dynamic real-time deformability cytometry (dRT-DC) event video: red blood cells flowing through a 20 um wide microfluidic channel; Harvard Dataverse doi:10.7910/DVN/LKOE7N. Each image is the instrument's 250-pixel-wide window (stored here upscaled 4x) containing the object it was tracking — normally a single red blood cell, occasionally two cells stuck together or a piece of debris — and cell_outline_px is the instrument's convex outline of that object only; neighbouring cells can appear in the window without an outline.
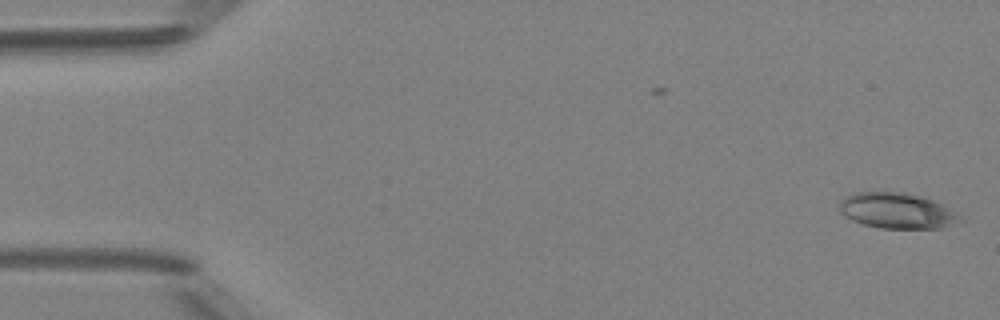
{"species": "Egyptian fruit bat (a non-hibernating species)", "species_latin": "Rousettus aegyptiacus", "temperature_condition": "room temperature", "stored_images_in_passage": 44, "camera_frame_rate_fps": 3000, "um_per_image_px": 0.085, "animal": {"sex": "female"}, "frame": {"image": 1, "passage_image": 1, "time_ms": 0.0, "image_size_px": [1000, 320], "cell_outline_px": [[964, 220], [940, 228], [880, 228], [864, 224], [852, 220], [844, 216], [840, 212], [840, 200], [852, 192], [904, 192], [920, 196], [932, 200], [960, 212]], "centroid_in_image_um": [76.27, 17.91], "position_along_channel_um": 8.7, "area_um2": 25.2}}
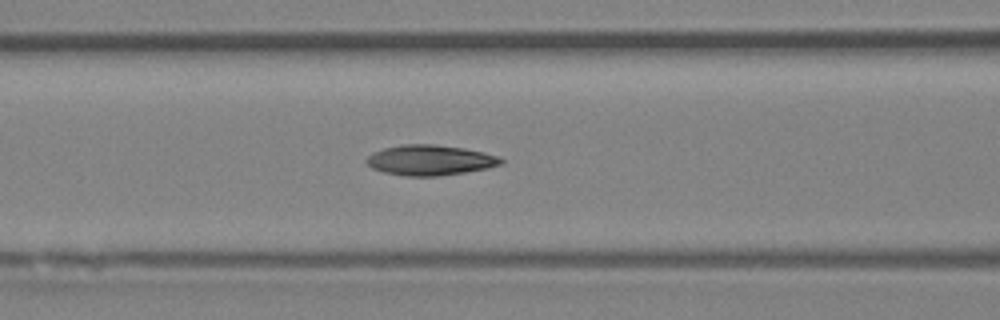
{"frame": {"image": 2, "passage_image": 20, "time_ms": 6.333, "image_size_px": [1000, 320], "cell_outline_px": [[504, 160], [500, 164], [488, 168], [464, 172], [436, 176], [404, 176], [384, 172], [372, 168], [364, 160], [372, 152], [384, 148], [404, 144], [436, 144], [464, 148], [484, 152], [500, 156]], "centroid_in_image_um": [36.55, 13.6], "position_along_channel_um": 130.1, "area_um2": 23.81}}
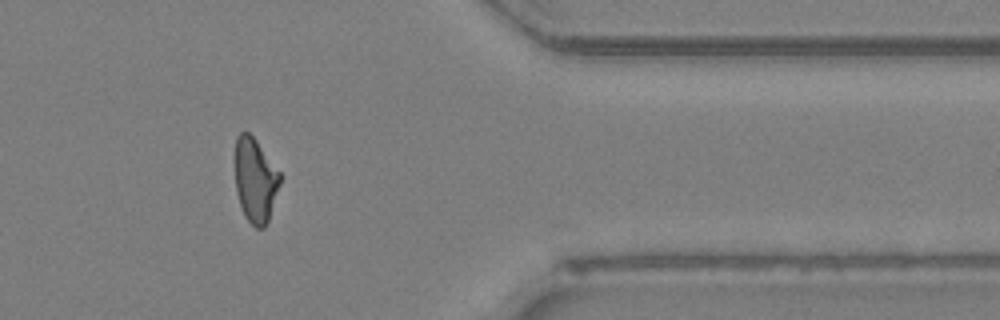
{"frame": {"image": 3, "passage_image": 40, "time_ms": 13.0, "image_size_px": [1000, 320], "cell_outline_px": [[280, 184], [268, 220], [264, 228], [256, 228], [244, 216], [236, 192], [236, 136], [240, 132], [248, 132], [256, 140], [280, 172]], "centroid_in_image_um": [21.7, 15.32], "position_along_channel_um": 389.7, "area_um2": 21.79}}